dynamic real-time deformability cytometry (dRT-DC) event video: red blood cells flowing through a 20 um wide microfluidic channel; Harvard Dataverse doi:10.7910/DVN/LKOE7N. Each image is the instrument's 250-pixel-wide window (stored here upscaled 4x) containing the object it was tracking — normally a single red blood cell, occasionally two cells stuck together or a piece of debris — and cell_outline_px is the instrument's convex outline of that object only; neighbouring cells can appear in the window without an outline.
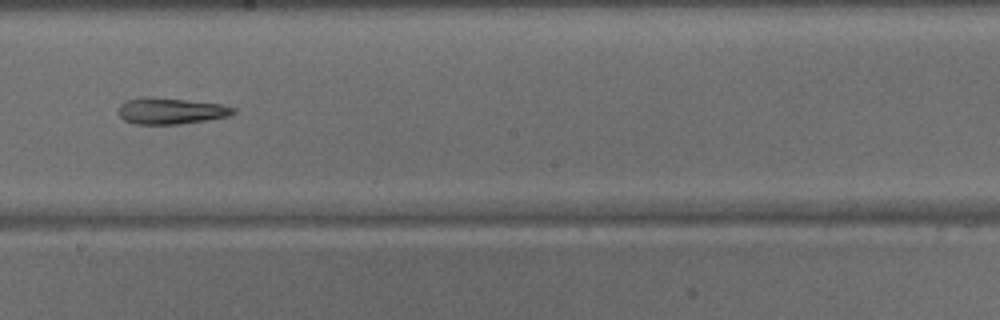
{"species": "common noctule bat (a hibernating species)", "species_latin": "Nyctalus noctula", "temperature_condition": "warm", "stored_images_in_passage": 31, "camera_frame_rate_fps": 3000, "um_per_image_px": 0.085, "animal": {"sex": "male", "body_mass_g": 15.6}, "frame": {"image": 1, "passage_image": 14, "time_ms": 4.333, "image_size_px": [1000, 320], "cell_outline_px": [[236, 112], [228, 116], [180, 124], [136, 124], [124, 120], [116, 112], [120, 104], [124, 100], [140, 96], [148, 96], [220, 104], [236, 108]], "centroid_in_image_um": [14.43, 9.42], "position_along_channel_um": 233.8, "area_um2": 17.69}}